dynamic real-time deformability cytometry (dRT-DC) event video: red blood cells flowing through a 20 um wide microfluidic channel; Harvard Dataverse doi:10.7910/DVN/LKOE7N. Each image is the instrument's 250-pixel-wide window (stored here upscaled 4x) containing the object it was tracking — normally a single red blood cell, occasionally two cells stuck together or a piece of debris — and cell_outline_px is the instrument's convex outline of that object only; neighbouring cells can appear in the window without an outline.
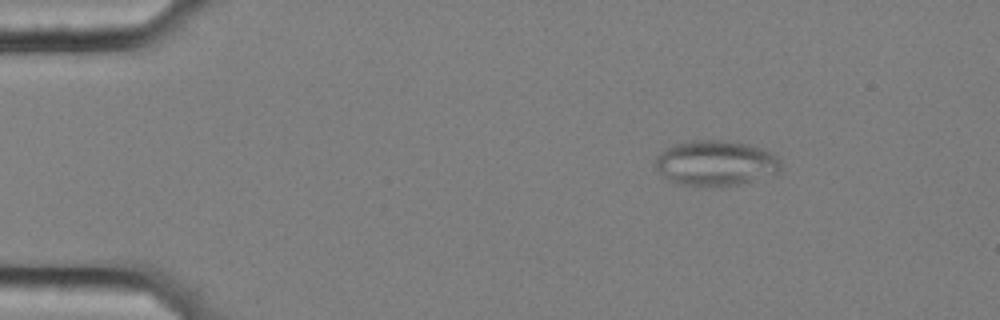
{"species": "common noctule bat (a hibernating species)", "species_latin": "Nyctalus noctula", "temperature_condition": "cold", "stored_images_in_passage": 50, "camera_frame_rate_fps": 3000, "um_per_image_px": 0.085, "animal": {"sex": "female", "body_mass_g": 25.1}, "frame": {"image": 1, "passage_image": 1, "time_ms": 0.0, "image_size_px": [1000, 320], "cell_outline_px": [[780, 172], [776, 176], [736, 184], [680, 184], [668, 180], [656, 168], [656, 156], [664, 148], [672, 144], [692, 140], [724, 140], [748, 144], [760, 148], [768, 152], [780, 160]], "centroid_in_image_um": [60.84, 13.83], "position_along_channel_um": 24.2, "area_um2": 32.77}}
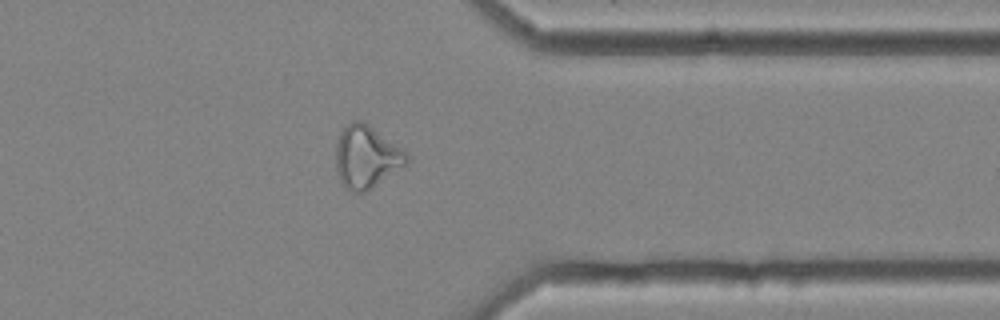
{"frame": {"image": 2, "passage_image": 38, "time_ms": 12.333, "image_size_px": [1000, 320], "cell_outline_px": [[408, 160], [404, 164], [372, 188], [364, 192], [352, 192], [344, 188], [336, 172], [336, 144], [340, 132], [352, 120], [364, 120], [404, 148], [408, 152]], "centroid_in_image_um": [31.13, 13.3], "position_along_channel_um": 380.3, "area_um2": 26.01}}
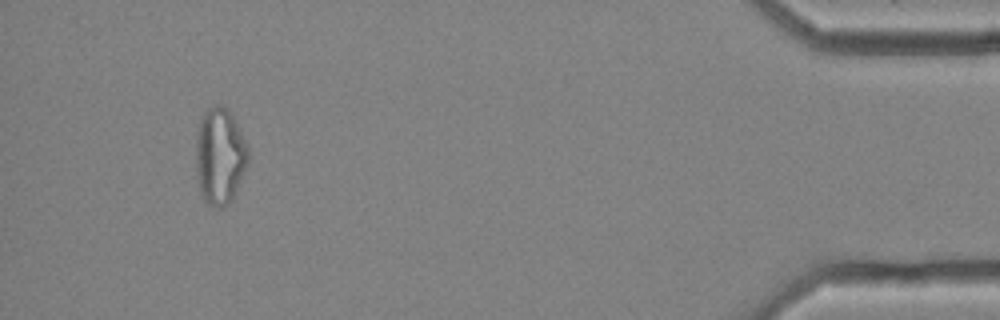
{"frame": {"image": 3, "passage_image": 46, "time_ms": 15.0, "image_size_px": [1000, 320], "cell_outline_px": [[248, 164], [228, 204], [220, 208], [212, 208], [204, 200], [200, 192], [196, 176], [196, 136], [200, 120], [208, 108], [216, 104], [220, 104], [228, 108], [232, 112], [248, 148]], "centroid_in_image_um": [18.67, 13.25], "position_along_channel_um": 416.5, "area_um2": 29.54}}